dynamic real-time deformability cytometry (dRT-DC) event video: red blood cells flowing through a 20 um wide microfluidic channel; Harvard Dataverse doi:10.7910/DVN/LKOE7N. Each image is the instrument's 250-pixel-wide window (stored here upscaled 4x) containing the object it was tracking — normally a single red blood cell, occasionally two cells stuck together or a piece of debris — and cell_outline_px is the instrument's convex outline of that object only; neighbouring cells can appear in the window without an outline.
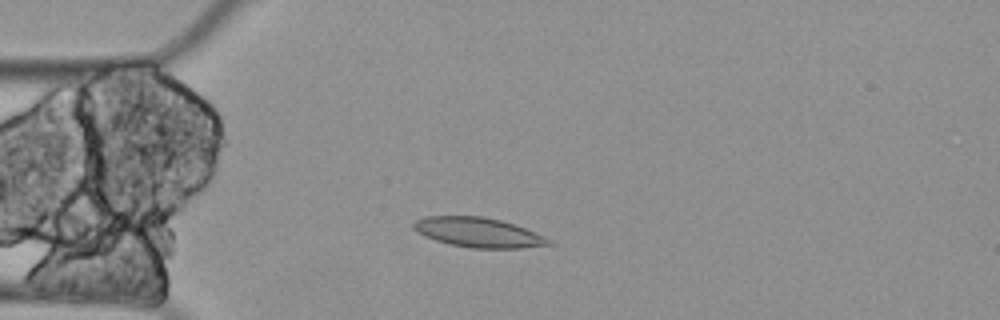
{"species": "Egyptian fruit bat (a non-hibernating species)", "species_latin": "Rousettus aegyptiacus", "temperature_condition": "cold", "stored_images_in_passage": 8, "camera_frame_rate_fps": 3000, "um_per_image_px": 0.085, "animal": {"sex": "female"}, "frame": {"image": 1, "passage_image": 4, "time_ms": 1.0, "image_size_px": [1000, 320], "cell_outline_px": [[556, 244], [520, 248], [472, 248], [448, 244], [424, 236], [416, 232], [412, 228], [412, 224], [416, 220], [428, 216], [484, 216], [500, 220], [524, 228], [544, 236], [552, 240]], "centroid_in_image_um": [40.65, 19.76], "position_along_channel_um": 44.4, "area_um2": 23.41}}
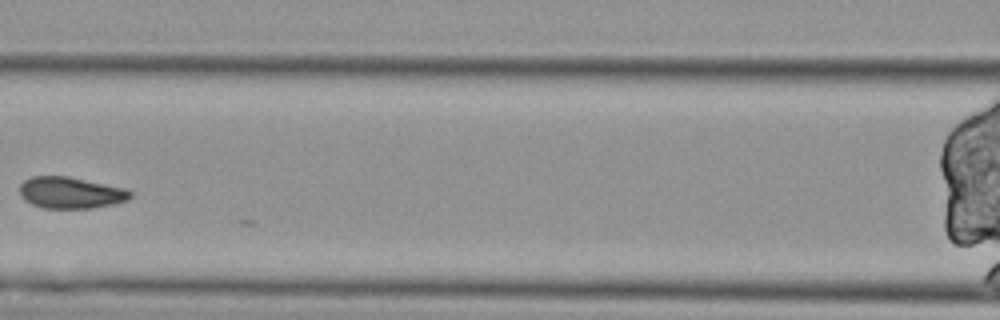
{"frame": {"image": 2, "passage_image": 7, "time_ms": 2.0, "image_size_px": [1000, 320], "cell_outline_px": [[132, 196], [128, 200], [116, 204], [92, 208], [44, 208], [32, 204], [24, 200], [20, 196], [20, 184], [24, 180], [32, 176], [68, 176], [124, 188], [132, 192]], "centroid_in_image_um": [6.0, 16.38], "position_along_channel_um": 160.6, "area_um2": 20.4}}
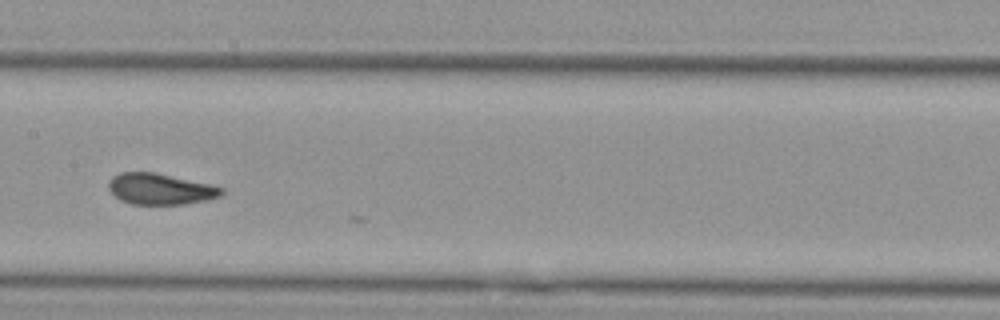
{"frame": {"image": 3, "passage_image": 8, "time_ms": 2.333, "image_size_px": [1000, 320], "cell_outline_px": [[224, 192], [220, 196], [208, 200], [184, 204], [132, 204], [120, 200], [108, 188], [108, 180], [112, 176], [120, 172], [156, 172], [212, 184], [224, 188]], "centroid_in_image_um": [13.64, 16.05], "position_along_channel_um": 193.8, "area_um2": 20.69}}